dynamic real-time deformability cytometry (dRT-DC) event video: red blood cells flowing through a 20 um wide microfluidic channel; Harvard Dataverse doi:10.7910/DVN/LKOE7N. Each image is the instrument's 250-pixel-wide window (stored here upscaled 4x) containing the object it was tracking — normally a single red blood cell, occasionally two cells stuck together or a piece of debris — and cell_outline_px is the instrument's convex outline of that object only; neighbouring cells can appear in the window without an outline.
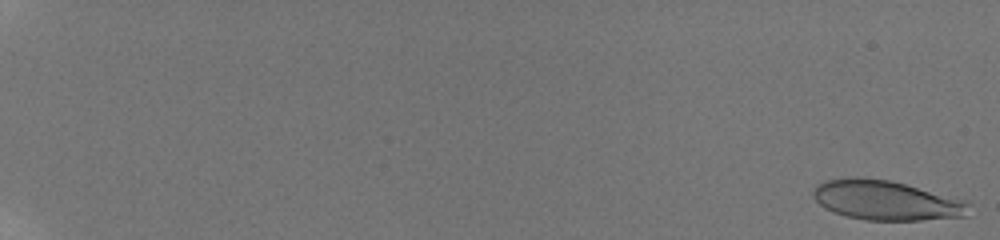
{"species": "human", "species_latin": "Homo sapiens", "temperature_condition": "room temperature", "stored_images_in_passage": 58, "camera_frame_rate_fps": 3000, "um_per_image_px": 0.085, "donor": {"sex": "male"}, "frame": {"image": 1, "passage_image": 1, "time_ms": 0.0, "image_size_px": [1000, 240], "cell_outline_px": [[968, 216], [920, 220], [864, 220], [848, 216], [824, 208], [812, 196], [812, 192], [816, 184], [824, 180], [844, 176], [856, 176], [888, 180], [968, 200]], "centroid_in_image_um": [75.29, 17.01], "position_along_channel_um": 9.7, "area_um2": 36.18}}
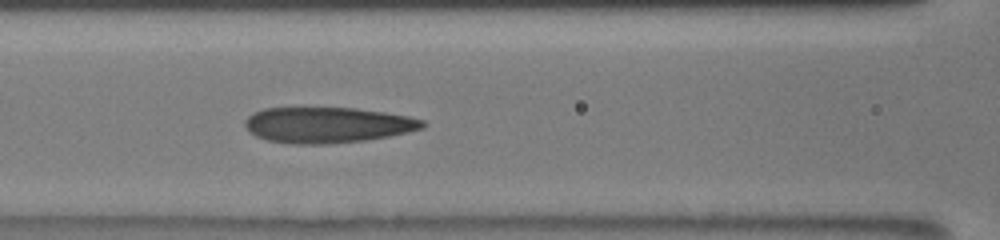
{"frame": {"image": 2, "passage_image": 30, "time_ms": 9.667, "image_size_px": [1000, 240], "cell_outline_px": [[428, 124], [424, 128], [408, 132], [388, 136], [364, 140], [332, 144], [292, 144], [268, 140], [256, 136], [248, 132], [244, 124], [244, 120], [252, 112], [264, 108], [356, 108], [384, 112], [408, 116], [424, 120]], "centroid_in_image_um": [27.82, 10.62], "position_along_channel_um": 138.8, "area_um2": 37.22}}
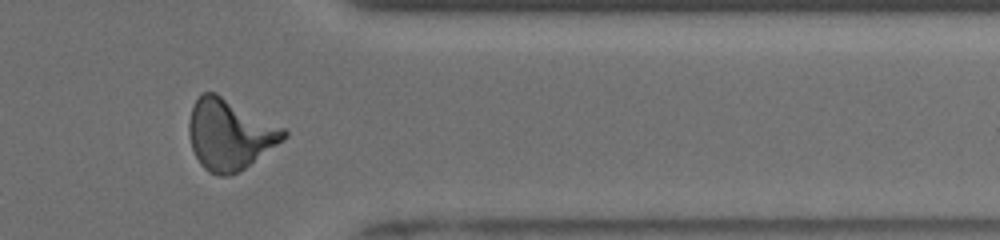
{"frame": {"image": 3, "passage_image": 50, "time_ms": 16.333, "image_size_px": [1000, 240], "cell_outline_px": [[288, 136], [284, 140], [244, 168], [232, 176], [220, 176], [208, 172], [200, 164], [192, 148], [188, 132], [188, 120], [192, 104], [204, 92], [216, 92], [284, 128], [288, 132]], "centroid_in_image_um": [19.5, 11.43], "position_along_channel_um": 391.9, "area_um2": 39.02}, "authors_computed_cell_mechanics": {"area_um2": 36.3562, "velocity_mm_per_s": 3.8618, "shape_relaxation_time_tau1_ms": 7.1991, "shape_relaxation_time_tau2_ms": 1.3066, "deformation_change_tau1": 0.2173, "deformation_change_tau2": 0.0914}}